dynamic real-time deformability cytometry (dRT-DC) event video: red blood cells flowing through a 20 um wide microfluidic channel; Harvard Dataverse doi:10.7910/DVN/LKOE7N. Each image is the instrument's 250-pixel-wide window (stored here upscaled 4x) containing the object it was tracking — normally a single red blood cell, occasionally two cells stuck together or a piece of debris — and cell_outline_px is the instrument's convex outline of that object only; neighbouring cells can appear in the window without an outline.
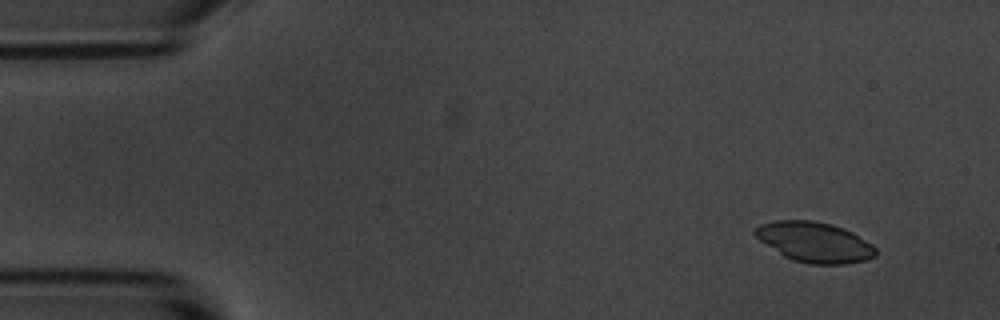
{"species": "common noctule bat (a hibernating species)", "species_latin": "Nyctalus noctula", "temperature_condition": "room temperature", "stored_images_in_passage": 4, "camera_frame_rate_fps": 3000, "um_per_image_px": 0.085, "animal": {"sex": "male", "body_mass_g": 20.1, "forearm_length_mm": 53.5}, "frame": {"image": 1, "passage_image": 1, "time_ms": 0.0, "image_size_px": [1000, 320], "cell_outline_px": [[876, 256], [868, 260], [844, 264], [808, 264], [792, 260], [784, 256], [760, 240], [752, 232], [760, 224], [776, 220], [812, 220], [832, 224], [844, 228], [852, 232], [872, 244], [876, 248]], "centroid_in_image_um": [69.26, 20.58], "position_along_channel_um": 15.7, "area_um2": 28.32}}